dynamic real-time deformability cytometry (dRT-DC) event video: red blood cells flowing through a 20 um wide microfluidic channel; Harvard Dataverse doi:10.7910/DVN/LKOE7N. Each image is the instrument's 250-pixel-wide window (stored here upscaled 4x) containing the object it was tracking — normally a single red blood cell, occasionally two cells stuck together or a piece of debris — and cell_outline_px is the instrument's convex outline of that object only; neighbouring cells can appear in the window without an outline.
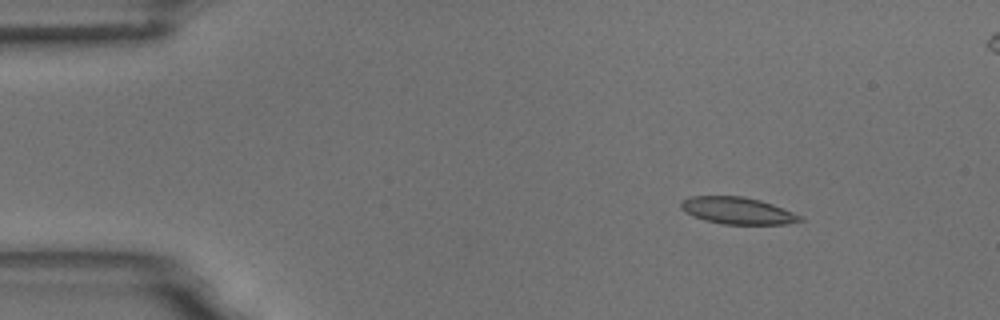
{"species": "common noctule bat (a hibernating species)", "species_latin": "Nyctalus noctula", "temperature_condition": "room temperature", "stored_images_in_passage": 8, "camera_frame_rate_fps": 3000, "um_per_image_px": 0.085, "animal": {"sex": "male", "body_mass_g": 18.8}, "frame": {"image": 1, "passage_image": 3, "time_ms": 2.333, "image_size_px": [1000, 320], "cell_outline_px": [[804, 220], [784, 224], [724, 224], [704, 220], [692, 216], [684, 212], [680, 208], [680, 200], [688, 196], [744, 196], [760, 200], [772, 204], [804, 216]], "centroid_in_image_um": [62.65, 17.9], "position_along_channel_um": 22.3, "area_um2": 18.9}}